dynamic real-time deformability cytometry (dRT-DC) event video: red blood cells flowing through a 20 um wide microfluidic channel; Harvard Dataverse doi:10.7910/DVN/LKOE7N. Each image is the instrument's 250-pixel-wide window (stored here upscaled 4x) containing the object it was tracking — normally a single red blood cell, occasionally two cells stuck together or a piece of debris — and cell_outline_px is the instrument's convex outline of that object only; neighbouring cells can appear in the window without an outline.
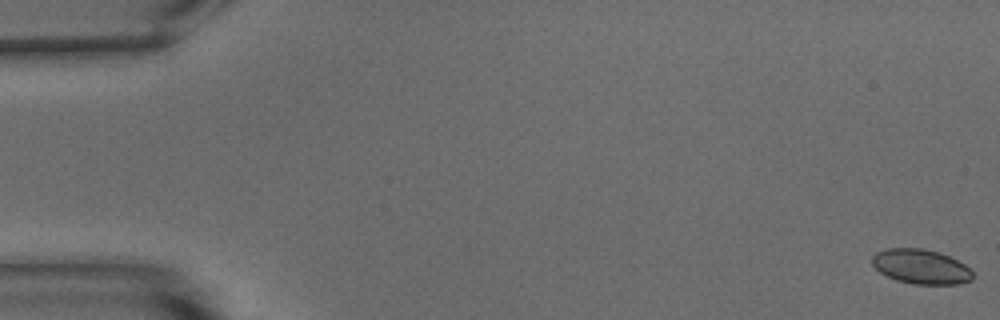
{"species": "common noctule bat (a hibernating species)", "species_latin": "Nyctalus noctula", "temperature_condition": "warm", "stored_images_in_passage": 55, "camera_frame_rate_fps": 3000, "um_per_image_px": 0.085, "animal": {"sex": "male", "body_mass_g": 15.6}, "frame": {"image": 1, "passage_image": 1, "time_ms": 0.0, "image_size_px": [1000, 320], "cell_outline_px": [[972, 280], [960, 284], [912, 284], [896, 280], [880, 272], [872, 264], [872, 256], [876, 252], [888, 248], [924, 248], [940, 252], [964, 264], [972, 272]], "centroid_in_image_um": [78.27, 22.66], "position_along_channel_um": 6.7, "area_um2": 20.29}}
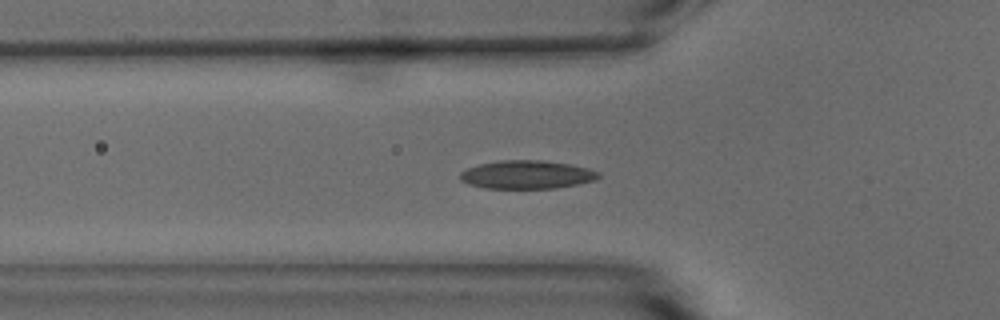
{"frame": {"image": 2, "passage_image": 19, "time_ms": 6.0, "image_size_px": [1000, 320], "cell_outline_px": [[600, 176], [596, 180], [556, 188], [484, 188], [468, 184], [460, 180], [460, 172], [468, 168], [480, 164], [500, 160], [544, 160], [572, 164], [588, 168], [600, 172]], "centroid_in_image_um": [44.8, 14.84], "position_along_channel_um": 81.0, "area_um2": 22.95}}
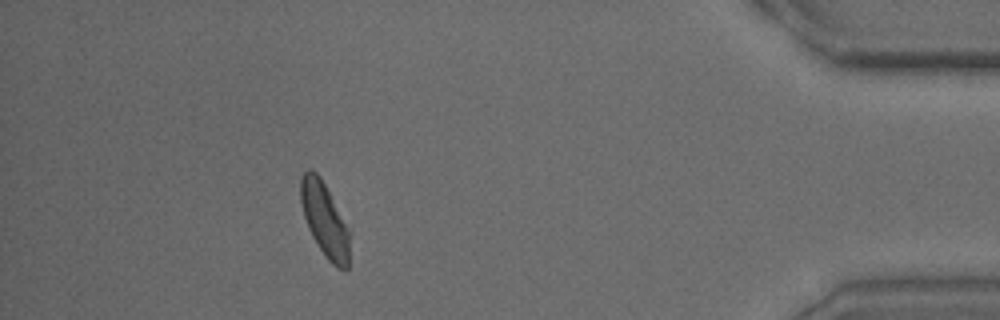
{"frame": {"image": 3, "passage_image": 49, "time_ms": 16.0, "image_size_px": [1000, 320], "cell_outline_px": [[352, 232], [348, 268], [336, 268], [328, 260], [312, 236], [308, 228], [304, 216], [300, 200], [300, 176], [308, 168], [312, 168], [320, 176], [352, 228]], "centroid_in_image_um": [27.65, 18.65], "position_along_channel_um": 407.5, "area_um2": 22.08}}